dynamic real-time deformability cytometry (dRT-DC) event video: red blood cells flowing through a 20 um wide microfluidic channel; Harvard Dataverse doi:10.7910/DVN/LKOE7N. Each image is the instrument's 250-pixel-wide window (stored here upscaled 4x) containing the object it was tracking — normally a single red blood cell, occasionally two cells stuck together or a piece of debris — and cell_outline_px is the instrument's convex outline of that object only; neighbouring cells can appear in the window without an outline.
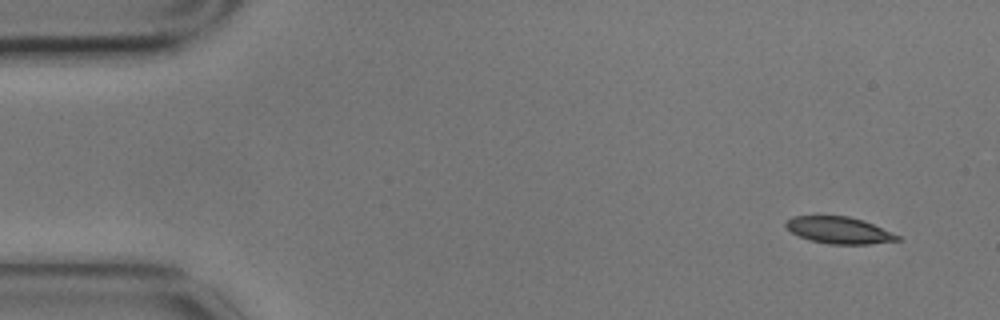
{"species": "common noctule bat (a hibernating species)", "species_latin": "Nyctalus noctula", "temperature_condition": "cold", "stored_images_in_passage": 6, "segment_of_instrument_passage": [2, 2], "camera_frame_rate_fps": 3000, "um_per_image_px": 0.085, "animal": {"sex": "male", "body_mass_g": 17.9}, "frame": {"image": 1, "passage_image": 6, "time_ms": 1.667, "image_size_px": [1000, 320], "cell_outline_px": [[900, 240], [868, 244], [828, 244], [808, 240], [784, 228], [784, 224], [792, 216], [848, 216], [864, 220], [900, 236]], "centroid_in_image_um": [71.28, 19.57], "position_along_channel_um": 13.7, "area_um2": 17.4}}